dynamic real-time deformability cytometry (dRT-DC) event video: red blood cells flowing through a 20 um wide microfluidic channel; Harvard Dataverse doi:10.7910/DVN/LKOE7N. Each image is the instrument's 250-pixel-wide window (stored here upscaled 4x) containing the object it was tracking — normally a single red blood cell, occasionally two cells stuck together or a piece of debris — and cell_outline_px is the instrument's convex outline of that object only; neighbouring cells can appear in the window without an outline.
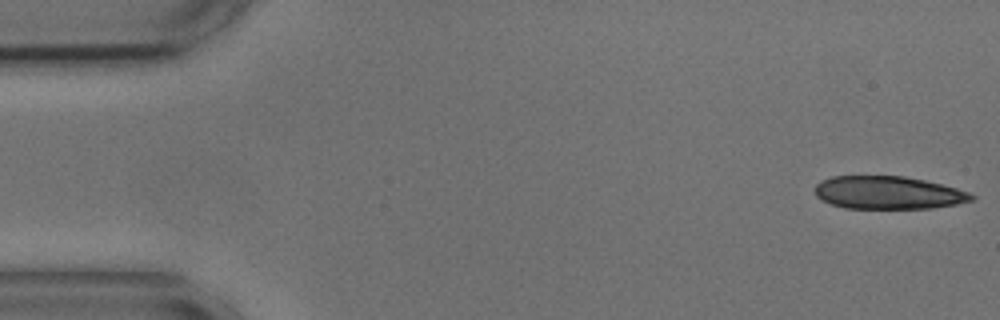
{"species": "common noctule bat (a hibernating species)", "species_latin": "Nyctalus noctula", "temperature_condition": "cold", "stored_images_in_passage": 3, "camera_frame_rate_fps": 3000, "um_per_image_px": 0.085, "animal": {"sex": "male", "body_mass_g": 17.9, "forearm_length_mm": 54.2}, "frame": {"image": 1, "passage_image": 1, "time_ms": 0.0, "image_size_px": [1000, 320], "cell_outline_px": [[976, 200], [956, 204], [932, 208], [844, 208], [832, 204], [816, 196], [816, 184], [820, 180], [832, 176], [904, 176], [924, 180], [956, 188], [968, 192], [976, 196]], "centroid_in_image_um": [75.51, 16.37], "position_along_channel_um": 9.5, "area_um2": 29.94}}